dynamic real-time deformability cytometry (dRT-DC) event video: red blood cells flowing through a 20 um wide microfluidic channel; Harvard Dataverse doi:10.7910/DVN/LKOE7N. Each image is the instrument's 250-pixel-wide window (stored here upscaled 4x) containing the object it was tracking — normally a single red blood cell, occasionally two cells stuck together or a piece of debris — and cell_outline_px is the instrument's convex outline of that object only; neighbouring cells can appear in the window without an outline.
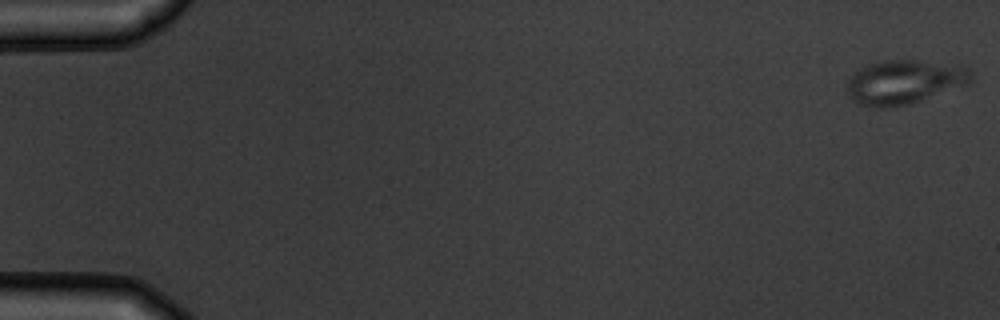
{"species": "common noctule bat (a hibernating species)", "species_latin": "Nyctalus noctula", "temperature_condition": "warm", "stored_images_in_passage": 5, "camera_frame_rate_fps": 3000, "um_per_image_px": 0.085, "animal": {"sex": "male", "body_mass_g": 19.5, "forearm_length_mm": 54.6}, "frame": {"image": 1, "passage_image": 1, "time_ms": 0.0, "image_size_px": [1000, 320], "cell_outline_px": [[972, 80], [968, 84], [912, 104], [896, 108], [872, 108], [856, 104], [852, 100], [848, 92], [848, 80], [860, 68], [868, 64], [888, 60], [916, 60], [968, 68], [972, 72]], "centroid_in_image_um": [76.84, 7.02], "position_along_channel_um": 8.2, "area_um2": 31.96}}